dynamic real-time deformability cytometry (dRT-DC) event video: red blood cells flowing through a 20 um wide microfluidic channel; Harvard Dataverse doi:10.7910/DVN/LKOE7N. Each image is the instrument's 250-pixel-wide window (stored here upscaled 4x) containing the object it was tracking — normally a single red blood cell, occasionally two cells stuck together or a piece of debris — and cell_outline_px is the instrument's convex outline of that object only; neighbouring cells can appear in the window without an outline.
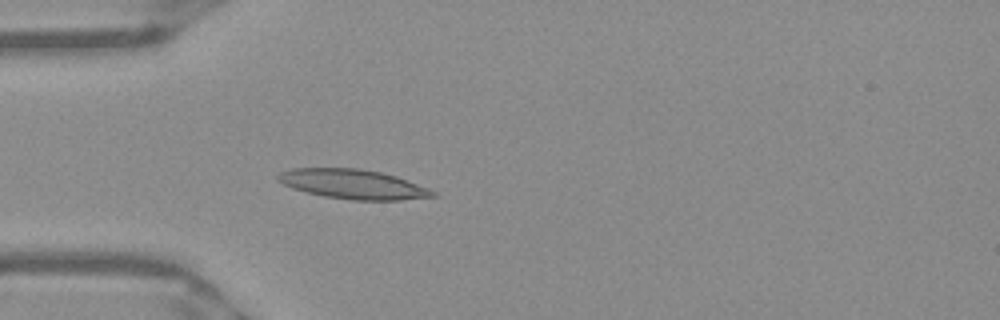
{"species": "Egyptian fruit bat (a non-hibernating species)", "species_latin": "Rousettus aegyptiacus", "temperature_condition": "warm", "stored_images_in_passage": 51, "camera_frame_rate_fps": 3000, "um_per_image_px": 0.085, "frame": {"image": 1, "passage_image": 15, "time_ms": 4.667, "image_size_px": [1000, 320], "cell_outline_px": [[436, 196], [400, 200], [352, 200], [324, 196], [292, 188], [276, 180], [276, 176], [280, 172], [292, 168], [360, 168], [384, 172], [396, 176], [428, 188], [436, 192]], "centroid_in_image_um": [30.0, 15.64], "position_along_channel_um": 55.0, "area_um2": 26.65}}
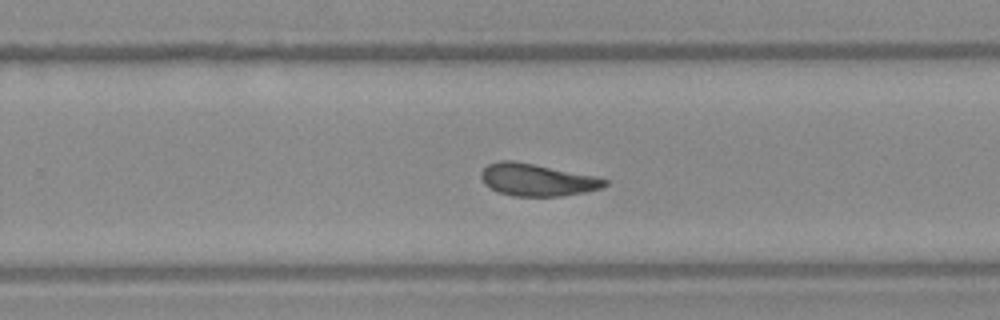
{"frame": {"image": 2, "passage_image": 33, "time_ms": 10.667, "image_size_px": [1000, 320], "cell_outline_px": [[608, 184], [600, 188], [584, 192], [560, 196], [512, 196], [496, 192], [484, 184], [480, 176], [480, 172], [488, 164], [500, 160], [512, 160], [596, 176], [608, 180]], "centroid_in_image_um": [45.61, 15.29], "position_along_channel_um": 284.2, "area_um2": 23.24}}
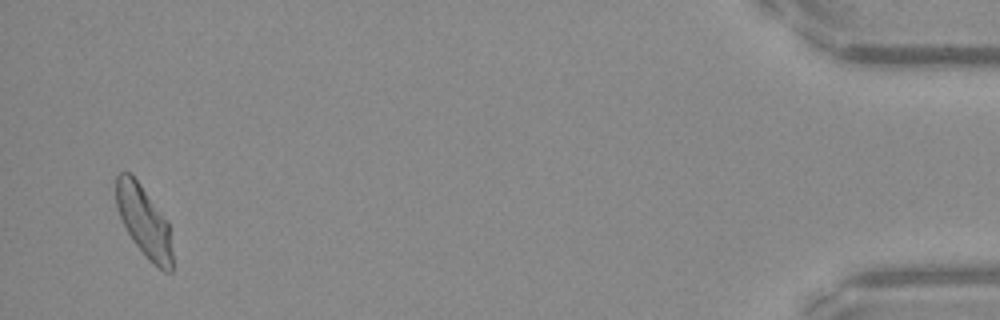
{"frame": {"image": 3, "passage_image": 50, "time_ms": 16.333, "image_size_px": [1000, 320], "cell_outline_px": [[172, 272], [164, 272], [148, 260], [132, 240], [120, 216], [116, 204], [116, 176], [120, 172], [128, 172], [140, 184], [168, 220], [172, 252]], "centroid_in_image_um": [12.25, 18.84], "position_along_channel_um": 422.9, "area_um2": 23.12}, "authors_computed_cell_mechanics": {"area_um2": 23.5824, "velocity_mm_per_s": 3.9152, "shape_relaxation_time_tau1_ms": null, "shape_relaxation_time_tau2_ms": 3.8684, "deformation_change_tau1": null, "deformation_change_tau2": 0.1112}}